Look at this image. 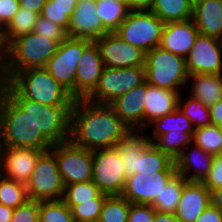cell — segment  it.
<instances>
[{"label": "cell", "mask_w": 222, "mask_h": 222, "mask_svg": "<svg viewBox=\"0 0 222 222\" xmlns=\"http://www.w3.org/2000/svg\"><path fill=\"white\" fill-rule=\"evenodd\" d=\"M131 129L109 104L76 99L71 109L70 140L94 151L114 147Z\"/></svg>", "instance_id": "1"}, {"label": "cell", "mask_w": 222, "mask_h": 222, "mask_svg": "<svg viewBox=\"0 0 222 222\" xmlns=\"http://www.w3.org/2000/svg\"><path fill=\"white\" fill-rule=\"evenodd\" d=\"M0 135L4 147L38 148L46 151L53 145L2 89L0 90Z\"/></svg>", "instance_id": "2"}, {"label": "cell", "mask_w": 222, "mask_h": 222, "mask_svg": "<svg viewBox=\"0 0 222 222\" xmlns=\"http://www.w3.org/2000/svg\"><path fill=\"white\" fill-rule=\"evenodd\" d=\"M2 90L31 118L37 129L52 143L70 140L72 106H49L23 98L8 82Z\"/></svg>", "instance_id": "3"}, {"label": "cell", "mask_w": 222, "mask_h": 222, "mask_svg": "<svg viewBox=\"0 0 222 222\" xmlns=\"http://www.w3.org/2000/svg\"><path fill=\"white\" fill-rule=\"evenodd\" d=\"M60 44L58 40L45 39L33 31L14 39L6 47V66L1 77L2 82H7L16 72L45 68Z\"/></svg>", "instance_id": "4"}, {"label": "cell", "mask_w": 222, "mask_h": 222, "mask_svg": "<svg viewBox=\"0 0 222 222\" xmlns=\"http://www.w3.org/2000/svg\"><path fill=\"white\" fill-rule=\"evenodd\" d=\"M23 98L49 106H73L75 98L45 68L16 72L7 81Z\"/></svg>", "instance_id": "5"}, {"label": "cell", "mask_w": 222, "mask_h": 222, "mask_svg": "<svg viewBox=\"0 0 222 222\" xmlns=\"http://www.w3.org/2000/svg\"><path fill=\"white\" fill-rule=\"evenodd\" d=\"M145 77L146 82L153 86L177 91L180 94L182 88L188 89L189 74L185 58L164 50L160 46L146 53Z\"/></svg>", "instance_id": "6"}, {"label": "cell", "mask_w": 222, "mask_h": 222, "mask_svg": "<svg viewBox=\"0 0 222 222\" xmlns=\"http://www.w3.org/2000/svg\"><path fill=\"white\" fill-rule=\"evenodd\" d=\"M145 81V66L120 69L104 67L97 86L85 99L97 104H110Z\"/></svg>", "instance_id": "7"}, {"label": "cell", "mask_w": 222, "mask_h": 222, "mask_svg": "<svg viewBox=\"0 0 222 222\" xmlns=\"http://www.w3.org/2000/svg\"><path fill=\"white\" fill-rule=\"evenodd\" d=\"M64 187L55 154L51 150L44 151L26 184L28 198L35 201L60 200Z\"/></svg>", "instance_id": "8"}, {"label": "cell", "mask_w": 222, "mask_h": 222, "mask_svg": "<svg viewBox=\"0 0 222 222\" xmlns=\"http://www.w3.org/2000/svg\"><path fill=\"white\" fill-rule=\"evenodd\" d=\"M164 24L152 12L130 11L115 33L147 53L160 45Z\"/></svg>", "instance_id": "9"}, {"label": "cell", "mask_w": 222, "mask_h": 222, "mask_svg": "<svg viewBox=\"0 0 222 222\" xmlns=\"http://www.w3.org/2000/svg\"><path fill=\"white\" fill-rule=\"evenodd\" d=\"M50 150L55 154L64 186L92 181L93 151L71 140L53 144Z\"/></svg>", "instance_id": "10"}, {"label": "cell", "mask_w": 222, "mask_h": 222, "mask_svg": "<svg viewBox=\"0 0 222 222\" xmlns=\"http://www.w3.org/2000/svg\"><path fill=\"white\" fill-rule=\"evenodd\" d=\"M123 161L115 147L93 151L92 181L102 193L121 195L127 175Z\"/></svg>", "instance_id": "11"}, {"label": "cell", "mask_w": 222, "mask_h": 222, "mask_svg": "<svg viewBox=\"0 0 222 222\" xmlns=\"http://www.w3.org/2000/svg\"><path fill=\"white\" fill-rule=\"evenodd\" d=\"M90 40L67 37L48 60L45 69L75 98V75L83 49Z\"/></svg>", "instance_id": "12"}, {"label": "cell", "mask_w": 222, "mask_h": 222, "mask_svg": "<svg viewBox=\"0 0 222 222\" xmlns=\"http://www.w3.org/2000/svg\"><path fill=\"white\" fill-rule=\"evenodd\" d=\"M95 42L106 68L145 66L146 53L121 39L115 32H108Z\"/></svg>", "instance_id": "13"}, {"label": "cell", "mask_w": 222, "mask_h": 222, "mask_svg": "<svg viewBox=\"0 0 222 222\" xmlns=\"http://www.w3.org/2000/svg\"><path fill=\"white\" fill-rule=\"evenodd\" d=\"M185 61L189 76L222 74V40L198 33Z\"/></svg>", "instance_id": "14"}, {"label": "cell", "mask_w": 222, "mask_h": 222, "mask_svg": "<svg viewBox=\"0 0 222 222\" xmlns=\"http://www.w3.org/2000/svg\"><path fill=\"white\" fill-rule=\"evenodd\" d=\"M177 171H158L150 175L135 173L127 176L123 198L134 204L151 205Z\"/></svg>", "instance_id": "15"}, {"label": "cell", "mask_w": 222, "mask_h": 222, "mask_svg": "<svg viewBox=\"0 0 222 222\" xmlns=\"http://www.w3.org/2000/svg\"><path fill=\"white\" fill-rule=\"evenodd\" d=\"M109 31L96 10V0H78L67 29L68 37L95 41Z\"/></svg>", "instance_id": "16"}, {"label": "cell", "mask_w": 222, "mask_h": 222, "mask_svg": "<svg viewBox=\"0 0 222 222\" xmlns=\"http://www.w3.org/2000/svg\"><path fill=\"white\" fill-rule=\"evenodd\" d=\"M103 62L95 41L84 49L75 75V99H85L97 86L103 70Z\"/></svg>", "instance_id": "17"}, {"label": "cell", "mask_w": 222, "mask_h": 222, "mask_svg": "<svg viewBox=\"0 0 222 222\" xmlns=\"http://www.w3.org/2000/svg\"><path fill=\"white\" fill-rule=\"evenodd\" d=\"M43 152L44 150L38 148L4 147L2 175L16 182L27 184Z\"/></svg>", "instance_id": "18"}, {"label": "cell", "mask_w": 222, "mask_h": 222, "mask_svg": "<svg viewBox=\"0 0 222 222\" xmlns=\"http://www.w3.org/2000/svg\"><path fill=\"white\" fill-rule=\"evenodd\" d=\"M147 82L132 88L109 105L131 130H144V103Z\"/></svg>", "instance_id": "19"}, {"label": "cell", "mask_w": 222, "mask_h": 222, "mask_svg": "<svg viewBox=\"0 0 222 222\" xmlns=\"http://www.w3.org/2000/svg\"><path fill=\"white\" fill-rule=\"evenodd\" d=\"M213 157L192 142L174 160L177 174L187 182H203L209 174Z\"/></svg>", "instance_id": "20"}, {"label": "cell", "mask_w": 222, "mask_h": 222, "mask_svg": "<svg viewBox=\"0 0 222 222\" xmlns=\"http://www.w3.org/2000/svg\"><path fill=\"white\" fill-rule=\"evenodd\" d=\"M198 33L192 19L165 23L159 46L185 58L194 45Z\"/></svg>", "instance_id": "21"}, {"label": "cell", "mask_w": 222, "mask_h": 222, "mask_svg": "<svg viewBox=\"0 0 222 222\" xmlns=\"http://www.w3.org/2000/svg\"><path fill=\"white\" fill-rule=\"evenodd\" d=\"M210 203V190L202 182H187L175 215L180 222H195Z\"/></svg>", "instance_id": "22"}, {"label": "cell", "mask_w": 222, "mask_h": 222, "mask_svg": "<svg viewBox=\"0 0 222 222\" xmlns=\"http://www.w3.org/2000/svg\"><path fill=\"white\" fill-rule=\"evenodd\" d=\"M180 93L170 89L159 88L147 83L144 103V130L156 119L178 108Z\"/></svg>", "instance_id": "23"}, {"label": "cell", "mask_w": 222, "mask_h": 222, "mask_svg": "<svg viewBox=\"0 0 222 222\" xmlns=\"http://www.w3.org/2000/svg\"><path fill=\"white\" fill-rule=\"evenodd\" d=\"M192 20L199 33L222 40V0L193 2Z\"/></svg>", "instance_id": "24"}, {"label": "cell", "mask_w": 222, "mask_h": 222, "mask_svg": "<svg viewBox=\"0 0 222 222\" xmlns=\"http://www.w3.org/2000/svg\"><path fill=\"white\" fill-rule=\"evenodd\" d=\"M145 132V130H131L114 146L123 161V168L127 176L136 173L138 156L152 144Z\"/></svg>", "instance_id": "25"}, {"label": "cell", "mask_w": 222, "mask_h": 222, "mask_svg": "<svg viewBox=\"0 0 222 222\" xmlns=\"http://www.w3.org/2000/svg\"><path fill=\"white\" fill-rule=\"evenodd\" d=\"M187 85L188 95L206 106L222 98V74H193L188 77Z\"/></svg>", "instance_id": "26"}, {"label": "cell", "mask_w": 222, "mask_h": 222, "mask_svg": "<svg viewBox=\"0 0 222 222\" xmlns=\"http://www.w3.org/2000/svg\"><path fill=\"white\" fill-rule=\"evenodd\" d=\"M151 133L147 135V138L153 142L158 136H161L165 133H181L186 132L194 136L195 128L188 117H186L182 111L177 108L175 111L162 116L159 119L151 122L145 129L151 130Z\"/></svg>", "instance_id": "27"}, {"label": "cell", "mask_w": 222, "mask_h": 222, "mask_svg": "<svg viewBox=\"0 0 222 222\" xmlns=\"http://www.w3.org/2000/svg\"><path fill=\"white\" fill-rule=\"evenodd\" d=\"M154 13L162 22H178L192 19V0H154Z\"/></svg>", "instance_id": "28"}, {"label": "cell", "mask_w": 222, "mask_h": 222, "mask_svg": "<svg viewBox=\"0 0 222 222\" xmlns=\"http://www.w3.org/2000/svg\"><path fill=\"white\" fill-rule=\"evenodd\" d=\"M187 181L180 175L175 174L163 187L160 194L157 195L151 206L160 213H172L175 214L178 203L181 198L183 186Z\"/></svg>", "instance_id": "29"}, {"label": "cell", "mask_w": 222, "mask_h": 222, "mask_svg": "<svg viewBox=\"0 0 222 222\" xmlns=\"http://www.w3.org/2000/svg\"><path fill=\"white\" fill-rule=\"evenodd\" d=\"M96 10L109 32H115L130 12L128 4L122 0H96Z\"/></svg>", "instance_id": "30"}, {"label": "cell", "mask_w": 222, "mask_h": 222, "mask_svg": "<svg viewBox=\"0 0 222 222\" xmlns=\"http://www.w3.org/2000/svg\"><path fill=\"white\" fill-rule=\"evenodd\" d=\"M158 171H176L174 160L166 153L151 144L138 156V170L136 173L150 175Z\"/></svg>", "instance_id": "31"}, {"label": "cell", "mask_w": 222, "mask_h": 222, "mask_svg": "<svg viewBox=\"0 0 222 222\" xmlns=\"http://www.w3.org/2000/svg\"><path fill=\"white\" fill-rule=\"evenodd\" d=\"M40 14L19 7L10 23L2 30L6 47L16 38L31 33Z\"/></svg>", "instance_id": "32"}, {"label": "cell", "mask_w": 222, "mask_h": 222, "mask_svg": "<svg viewBox=\"0 0 222 222\" xmlns=\"http://www.w3.org/2000/svg\"><path fill=\"white\" fill-rule=\"evenodd\" d=\"M77 4L78 0H47L40 16L47 18L67 31L70 18Z\"/></svg>", "instance_id": "33"}, {"label": "cell", "mask_w": 222, "mask_h": 222, "mask_svg": "<svg viewBox=\"0 0 222 222\" xmlns=\"http://www.w3.org/2000/svg\"><path fill=\"white\" fill-rule=\"evenodd\" d=\"M185 96L187 97H184L183 92L180 94L178 108L189 118L194 128L197 129L211 125L209 106L192 98L190 95L186 94Z\"/></svg>", "instance_id": "34"}, {"label": "cell", "mask_w": 222, "mask_h": 222, "mask_svg": "<svg viewBox=\"0 0 222 222\" xmlns=\"http://www.w3.org/2000/svg\"><path fill=\"white\" fill-rule=\"evenodd\" d=\"M102 192L93 181L65 185L62 200L71 209L74 205L91 201Z\"/></svg>", "instance_id": "35"}, {"label": "cell", "mask_w": 222, "mask_h": 222, "mask_svg": "<svg viewBox=\"0 0 222 222\" xmlns=\"http://www.w3.org/2000/svg\"><path fill=\"white\" fill-rule=\"evenodd\" d=\"M28 199L26 184L0 175V204L16 208Z\"/></svg>", "instance_id": "36"}, {"label": "cell", "mask_w": 222, "mask_h": 222, "mask_svg": "<svg viewBox=\"0 0 222 222\" xmlns=\"http://www.w3.org/2000/svg\"><path fill=\"white\" fill-rule=\"evenodd\" d=\"M193 142V136L190 133H165L158 136L152 144L163 153L168 154L175 160L190 143Z\"/></svg>", "instance_id": "37"}, {"label": "cell", "mask_w": 222, "mask_h": 222, "mask_svg": "<svg viewBox=\"0 0 222 222\" xmlns=\"http://www.w3.org/2000/svg\"><path fill=\"white\" fill-rule=\"evenodd\" d=\"M193 142L213 156L222 153L221 127L211 124L195 129Z\"/></svg>", "instance_id": "38"}, {"label": "cell", "mask_w": 222, "mask_h": 222, "mask_svg": "<svg viewBox=\"0 0 222 222\" xmlns=\"http://www.w3.org/2000/svg\"><path fill=\"white\" fill-rule=\"evenodd\" d=\"M130 204L121 195L108 196L103 203L98 222H127Z\"/></svg>", "instance_id": "39"}, {"label": "cell", "mask_w": 222, "mask_h": 222, "mask_svg": "<svg viewBox=\"0 0 222 222\" xmlns=\"http://www.w3.org/2000/svg\"><path fill=\"white\" fill-rule=\"evenodd\" d=\"M39 222H74L71 209L60 200L39 201Z\"/></svg>", "instance_id": "40"}, {"label": "cell", "mask_w": 222, "mask_h": 222, "mask_svg": "<svg viewBox=\"0 0 222 222\" xmlns=\"http://www.w3.org/2000/svg\"><path fill=\"white\" fill-rule=\"evenodd\" d=\"M109 195L101 193L91 201L82 202L71 208L74 222H98L103 203Z\"/></svg>", "instance_id": "41"}, {"label": "cell", "mask_w": 222, "mask_h": 222, "mask_svg": "<svg viewBox=\"0 0 222 222\" xmlns=\"http://www.w3.org/2000/svg\"><path fill=\"white\" fill-rule=\"evenodd\" d=\"M33 32L41 35L45 39L58 40L60 43L68 37L67 31L63 27L54 24L40 15L34 26Z\"/></svg>", "instance_id": "42"}, {"label": "cell", "mask_w": 222, "mask_h": 222, "mask_svg": "<svg viewBox=\"0 0 222 222\" xmlns=\"http://www.w3.org/2000/svg\"><path fill=\"white\" fill-rule=\"evenodd\" d=\"M10 222H39V201L28 199L14 208Z\"/></svg>", "instance_id": "43"}, {"label": "cell", "mask_w": 222, "mask_h": 222, "mask_svg": "<svg viewBox=\"0 0 222 222\" xmlns=\"http://www.w3.org/2000/svg\"><path fill=\"white\" fill-rule=\"evenodd\" d=\"M155 211L151 205L131 203L127 222H153Z\"/></svg>", "instance_id": "44"}, {"label": "cell", "mask_w": 222, "mask_h": 222, "mask_svg": "<svg viewBox=\"0 0 222 222\" xmlns=\"http://www.w3.org/2000/svg\"><path fill=\"white\" fill-rule=\"evenodd\" d=\"M210 191L222 187V153L213 157L208 176L202 182Z\"/></svg>", "instance_id": "45"}, {"label": "cell", "mask_w": 222, "mask_h": 222, "mask_svg": "<svg viewBox=\"0 0 222 222\" xmlns=\"http://www.w3.org/2000/svg\"><path fill=\"white\" fill-rule=\"evenodd\" d=\"M20 7L19 0H0V28L3 30Z\"/></svg>", "instance_id": "46"}, {"label": "cell", "mask_w": 222, "mask_h": 222, "mask_svg": "<svg viewBox=\"0 0 222 222\" xmlns=\"http://www.w3.org/2000/svg\"><path fill=\"white\" fill-rule=\"evenodd\" d=\"M195 222H222V213L210 203Z\"/></svg>", "instance_id": "47"}, {"label": "cell", "mask_w": 222, "mask_h": 222, "mask_svg": "<svg viewBox=\"0 0 222 222\" xmlns=\"http://www.w3.org/2000/svg\"><path fill=\"white\" fill-rule=\"evenodd\" d=\"M129 6L130 11L151 12L154 5V0H122Z\"/></svg>", "instance_id": "48"}, {"label": "cell", "mask_w": 222, "mask_h": 222, "mask_svg": "<svg viewBox=\"0 0 222 222\" xmlns=\"http://www.w3.org/2000/svg\"><path fill=\"white\" fill-rule=\"evenodd\" d=\"M212 125L222 128V98L209 106Z\"/></svg>", "instance_id": "49"}, {"label": "cell", "mask_w": 222, "mask_h": 222, "mask_svg": "<svg viewBox=\"0 0 222 222\" xmlns=\"http://www.w3.org/2000/svg\"><path fill=\"white\" fill-rule=\"evenodd\" d=\"M46 2L47 0H19L20 7L36 12L38 14L41 13L42 8Z\"/></svg>", "instance_id": "50"}, {"label": "cell", "mask_w": 222, "mask_h": 222, "mask_svg": "<svg viewBox=\"0 0 222 222\" xmlns=\"http://www.w3.org/2000/svg\"><path fill=\"white\" fill-rule=\"evenodd\" d=\"M210 201L222 213V187L210 191Z\"/></svg>", "instance_id": "51"}, {"label": "cell", "mask_w": 222, "mask_h": 222, "mask_svg": "<svg viewBox=\"0 0 222 222\" xmlns=\"http://www.w3.org/2000/svg\"><path fill=\"white\" fill-rule=\"evenodd\" d=\"M6 66V45L3 40V32L0 28V76L2 77Z\"/></svg>", "instance_id": "52"}, {"label": "cell", "mask_w": 222, "mask_h": 222, "mask_svg": "<svg viewBox=\"0 0 222 222\" xmlns=\"http://www.w3.org/2000/svg\"><path fill=\"white\" fill-rule=\"evenodd\" d=\"M153 222H180L175 214L172 213H160L155 211V217Z\"/></svg>", "instance_id": "53"}, {"label": "cell", "mask_w": 222, "mask_h": 222, "mask_svg": "<svg viewBox=\"0 0 222 222\" xmlns=\"http://www.w3.org/2000/svg\"><path fill=\"white\" fill-rule=\"evenodd\" d=\"M14 208L0 204V222H10Z\"/></svg>", "instance_id": "54"}, {"label": "cell", "mask_w": 222, "mask_h": 222, "mask_svg": "<svg viewBox=\"0 0 222 222\" xmlns=\"http://www.w3.org/2000/svg\"><path fill=\"white\" fill-rule=\"evenodd\" d=\"M3 149H4V144L2 142L1 135H0V175H2Z\"/></svg>", "instance_id": "55"}, {"label": "cell", "mask_w": 222, "mask_h": 222, "mask_svg": "<svg viewBox=\"0 0 222 222\" xmlns=\"http://www.w3.org/2000/svg\"><path fill=\"white\" fill-rule=\"evenodd\" d=\"M2 89V78L0 76V90Z\"/></svg>", "instance_id": "56"}]
</instances>
